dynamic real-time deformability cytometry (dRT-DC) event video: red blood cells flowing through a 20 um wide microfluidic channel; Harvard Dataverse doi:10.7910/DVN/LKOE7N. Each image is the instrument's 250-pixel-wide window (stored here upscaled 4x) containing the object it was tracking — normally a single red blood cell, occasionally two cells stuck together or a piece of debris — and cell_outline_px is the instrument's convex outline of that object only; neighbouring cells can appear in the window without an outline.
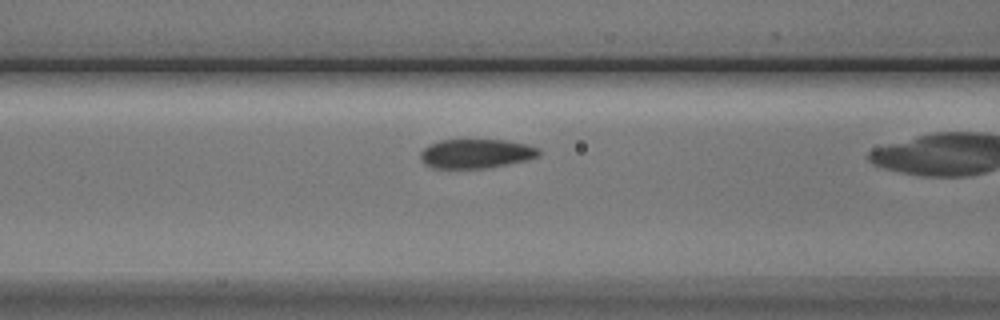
{"species": "Egyptian fruit bat (a non-hibernating species)", "species_latin": "Rousettus aegyptiacus", "temperature_condition": "cold", "stored_images_in_passage": 38, "camera_frame_rate_fps": 3000, "um_per_image_px": 0.085, "animal": {"sex": "male"}, "frame": {"image": 1, "passage_image": 17, "time_ms": 5.333, "image_size_px": [1000, 320], "cell_outline_px": [[540, 156], [508, 164], [488, 168], [432, 168], [424, 164], [420, 156], [420, 152], [428, 144], [440, 140], [504, 140], [528, 144], [540, 148]], "centroid_in_image_um": [40.46, 13.05], "position_along_channel_um": 126.1, "area_um2": 20.29}}
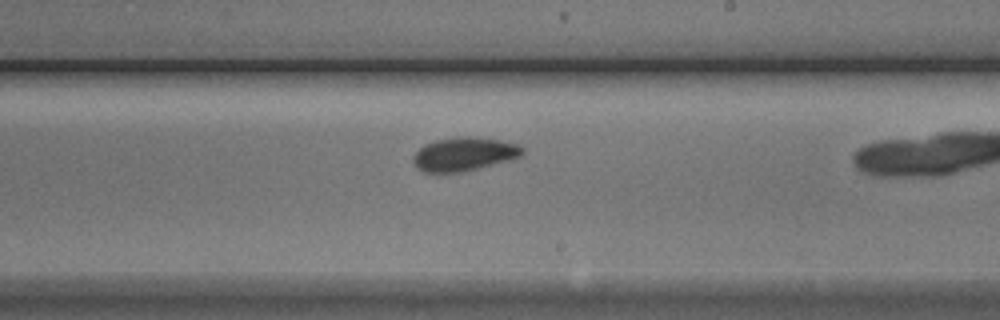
{"frame": {"image": 2, "passage_image": 27, "time_ms": 8.667, "image_size_px": [1000, 320], "cell_outline_px": [[524, 152], [520, 156], [508, 160], [464, 172], [424, 172], [416, 168], [412, 160], [412, 156], [424, 144], [436, 140], [456, 136], [468, 136], [496, 140], [516, 144], [524, 148]], "centroid_in_image_um": [39.39, 13.1], "position_along_channel_um": 249.6, "area_um2": 21.27}}
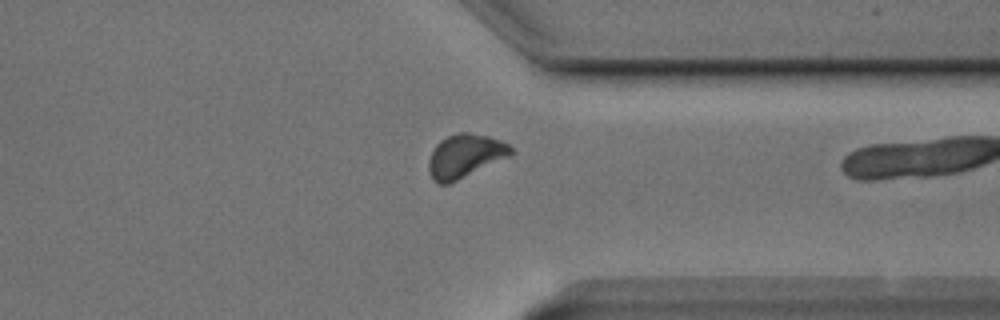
{"frame": {"image": 3, "passage_image": 37, "time_ms": 12.0, "image_size_px": [1000, 320], "cell_outline_px": [[516, 152], [512, 156], [448, 184], [440, 184], [432, 180], [428, 168], [428, 160], [436, 144], [440, 140], [448, 136], [460, 132], [468, 132], [488, 136], [500, 140], [508, 144]], "centroid_in_image_um": [39.55, 13.26], "position_along_channel_um": 371.9, "area_um2": 21.04}}